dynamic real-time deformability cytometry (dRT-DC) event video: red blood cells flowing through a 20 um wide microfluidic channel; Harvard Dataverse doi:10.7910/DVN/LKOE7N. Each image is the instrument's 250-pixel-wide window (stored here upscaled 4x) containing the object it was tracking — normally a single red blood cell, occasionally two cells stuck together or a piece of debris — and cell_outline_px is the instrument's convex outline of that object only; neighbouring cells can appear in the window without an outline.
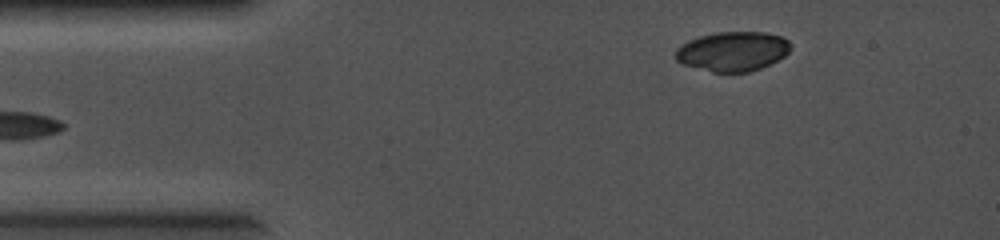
{"species": "common noctule bat (a hibernating species)", "species_latin": "Nyctalus noctula", "temperature_condition": "cold", "stored_images_in_passage": 4, "camera_frame_rate_fps": 5000, "um_per_image_px": 0.085, "animal": {"sex": "female", "body_mass_g": 19.0, "forearm_length_mm": 56.7}, "frame": {"image": 1, "passage_image": 1, "time_ms": 0.0, "image_size_px": [1000, 240], "cell_outline_px": [[792, 48], [784, 56], [760, 68], [748, 72], [712, 72], [680, 64], [676, 60], [676, 48], [688, 40], [700, 36], [716, 32], [764, 32], [784, 36], [792, 44]], "centroid_in_image_um": [62.28, 4.36], "position_along_channel_um": 22.7, "area_um2": 26.7}}
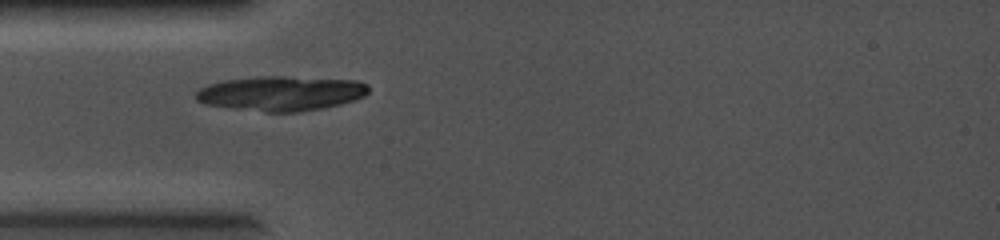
{"frame": {"image": 2, "passage_image": 4, "time_ms": 0.6, "image_size_px": [1000, 240], "cell_outline_px": [[368, 92], [364, 96], [340, 104], [324, 108], [300, 112], [264, 112], [232, 108], [204, 104], [196, 100], [196, 92], [200, 88], [208, 84], [224, 80], [256, 76], [284, 76], [356, 80], [368, 84]], "centroid_in_image_um": [23.87, 7.93], "position_along_channel_um": 61.1, "area_um2": 35.14}}